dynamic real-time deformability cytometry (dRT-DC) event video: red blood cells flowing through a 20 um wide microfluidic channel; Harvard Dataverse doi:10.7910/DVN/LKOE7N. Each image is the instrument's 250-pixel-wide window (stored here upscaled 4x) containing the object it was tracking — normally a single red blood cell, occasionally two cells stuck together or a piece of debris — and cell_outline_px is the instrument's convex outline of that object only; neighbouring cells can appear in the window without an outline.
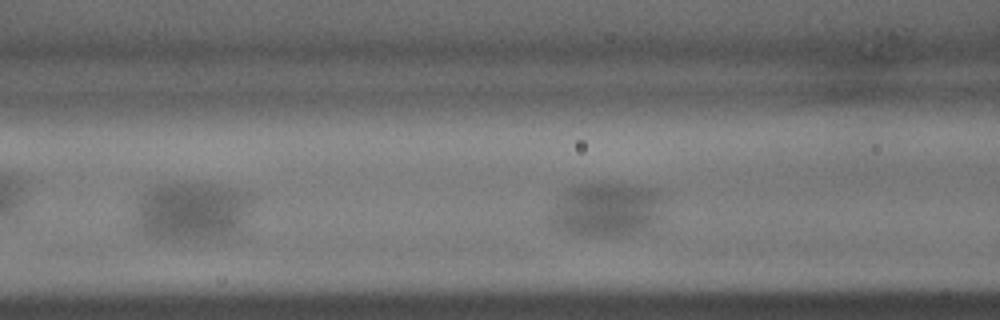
{"species": "common noctule bat (a hibernating species)", "species_latin": "Nyctalus noctula", "temperature_condition": "warm", "stored_images_in_passage": 4, "camera_frame_rate_fps": 3000, "um_per_image_px": 0.085, "animal": {"sex": "male", "body_mass_g": 15.6}, "frame": {"image": 1, "passage_image": 4, "time_ms": 1.0, "image_size_px": [1000, 320], "cell_outline_px": [[660, 236], [620, 240], [616, 240], [572, 236], [560, 232], [552, 228], [548, 224], [548, 220], [564, 196], [572, 188], [588, 184], [612, 184], [648, 188], [652, 196]], "centroid_in_image_um": [51.55, 18.09], "position_along_channel_um": 115.0, "area_um2": 36.53}}